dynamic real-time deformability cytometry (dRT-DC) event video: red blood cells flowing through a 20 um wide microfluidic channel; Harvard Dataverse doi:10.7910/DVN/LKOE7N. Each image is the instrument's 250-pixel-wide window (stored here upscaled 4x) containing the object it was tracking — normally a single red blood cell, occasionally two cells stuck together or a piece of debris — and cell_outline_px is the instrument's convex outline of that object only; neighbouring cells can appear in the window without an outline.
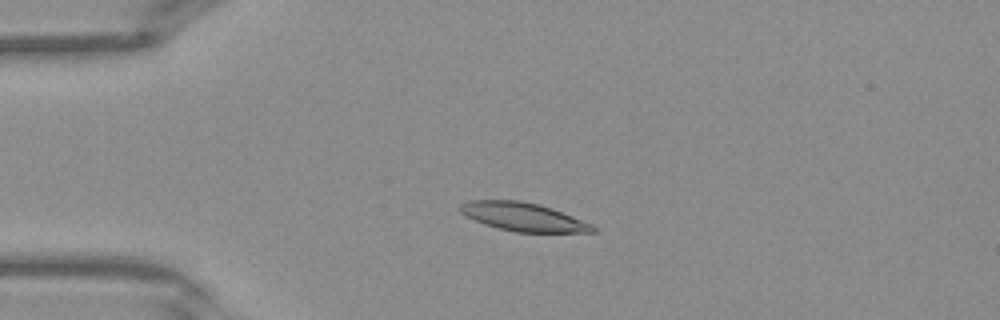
{"species": "Egyptian fruit bat (a non-hibernating species)", "species_latin": "Rousettus aegyptiacus", "temperature_condition": "warm", "stored_images_in_passage": 34, "camera_frame_rate_fps": 3000, "um_per_image_px": 0.085, "frame": {"image": 1, "passage_image": 3, "time_ms": 0.667, "image_size_px": [1000, 320], "cell_outline_px": [[596, 232], [516, 232], [496, 228], [484, 224], [464, 216], [460, 212], [460, 204], [468, 200], [520, 200], [540, 204], [552, 208], [592, 224], [596, 228]], "centroid_in_image_um": [44.44, 18.43], "position_along_channel_um": 40.6, "area_um2": 22.08}}
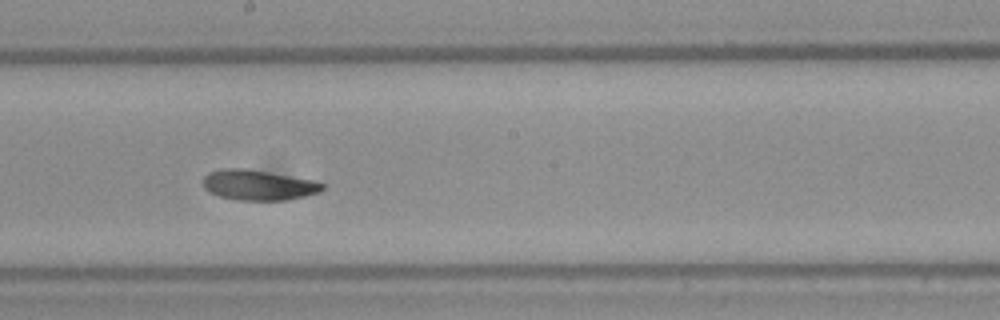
{"frame": {"image": 2, "passage_image": 16, "time_ms": 5.0, "image_size_px": [1000, 320], "cell_outline_px": [[324, 188], [320, 192], [304, 196], [284, 200], [236, 200], [220, 196], [204, 188], [204, 176], [208, 172], [224, 168], [244, 168], [312, 180], [324, 184]], "centroid_in_image_um": [21.94, 15.73], "position_along_channel_um": 226.3, "area_um2": 20.75}}
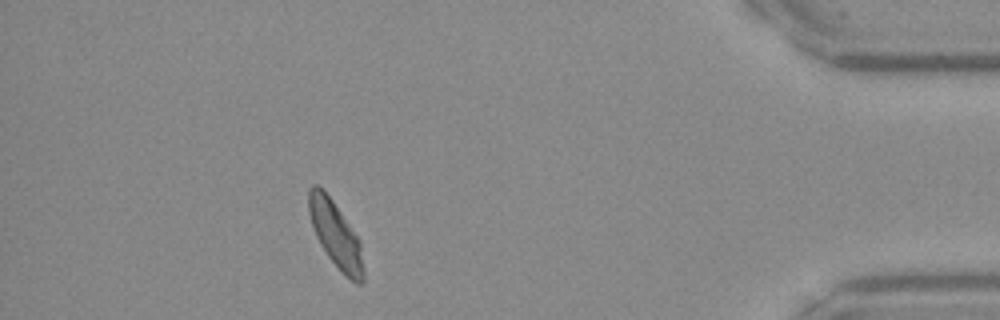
{"frame": {"image": 3, "passage_image": 30, "time_ms": 9.667, "image_size_px": [1000, 320], "cell_outline_px": [[364, 280], [360, 284], [356, 284], [328, 256], [320, 244], [316, 236], [308, 212], [308, 188], [312, 184], [316, 184], [332, 200], [360, 240], [364, 268]], "centroid_in_image_um": [28.52, 19.92], "position_along_channel_um": 406.7, "area_um2": 20.58}}